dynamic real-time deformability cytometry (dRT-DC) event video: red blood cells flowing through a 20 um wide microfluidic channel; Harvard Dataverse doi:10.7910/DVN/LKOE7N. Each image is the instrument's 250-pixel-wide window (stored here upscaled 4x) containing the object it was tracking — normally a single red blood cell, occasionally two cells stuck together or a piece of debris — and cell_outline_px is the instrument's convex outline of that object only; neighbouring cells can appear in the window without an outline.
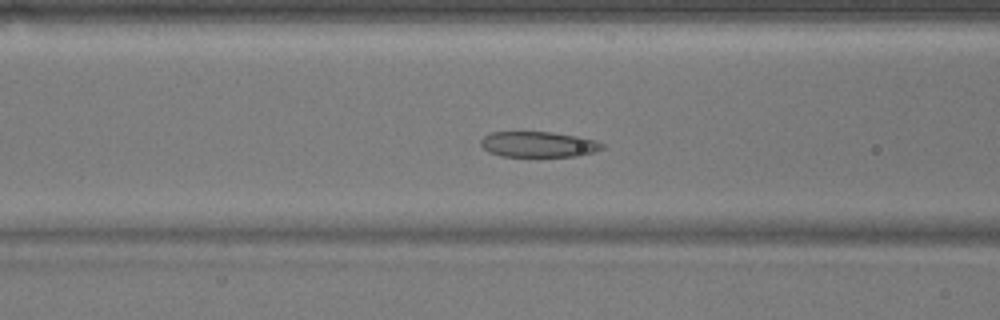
{"species": "common noctule bat (a hibernating species)", "species_latin": "Nyctalus noctula", "temperature_condition": "warm", "stored_images_in_passage": 53, "camera_frame_rate_fps": 3000, "um_per_image_px": 0.085, "animal": {"sex": "male", "body_mass_g": 17.9}, "frame": {"image": 1, "passage_image": 21, "time_ms": 6.667, "image_size_px": [1000, 320], "cell_outline_px": [[604, 148], [592, 152], [576, 156], [500, 156], [488, 152], [480, 144], [480, 140], [484, 136], [492, 132], [552, 132], [576, 136], [596, 140], [604, 144]], "centroid_in_image_um": [45.74, 12.27], "position_along_channel_um": 120.9, "area_um2": 18.03}}
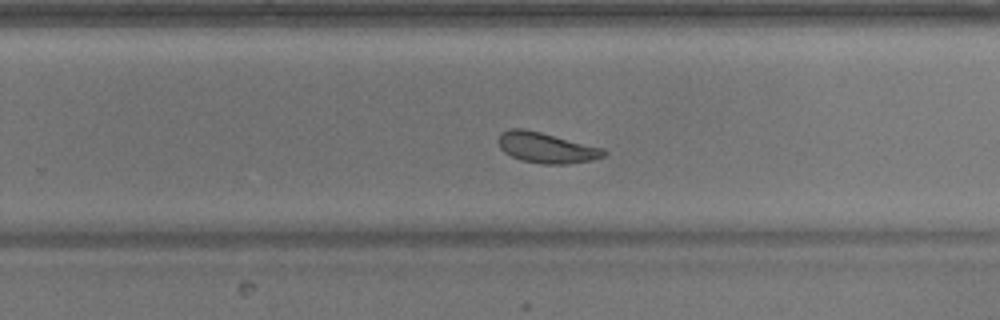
{"frame": {"image": 2, "passage_image": 34, "time_ms": 11.0, "image_size_px": [1000, 320], "cell_outline_px": [[608, 152], [604, 156], [592, 160], [568, 164], [540, 164], [520, 160], [504, 152], [500, 148], [496, 140], [500, 132], [512, 128], [524, 128], [604, 148]], "centroid_in_image_um": [46.41, 12.55], "position_along_channel_um": 283.4, "area_um2": 18.96}}
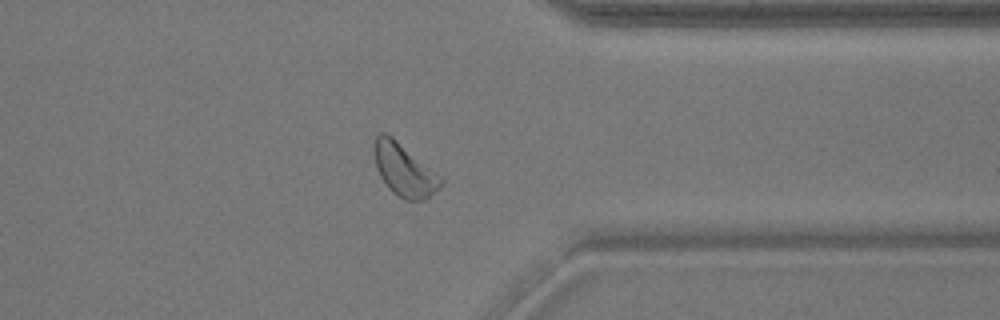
{"frame": {"image": 3, "passage_image": 42, "time_ms": 13.667, "image_size_px": [1000, 320], "cell_outline_px": [[444, 184], [440, 188], [424, 200], [404, 200], [392, 192], [388, 188], [380, 176], [376, 168], [372, 148], [372, 144], [376, 136], [380, 132], [384, 132], [392, 136], [444, 176]], "centroid_in_image_um": [34.38, 14.42], "position_along_channel_um": 377.0, "area_um2": 21.15}, "authors_computed_cell_mechanics": {"area_um2": 20.4612, "velocity_mm_per_s": 3.7613, "shape_relaxation_time_tau1_ms": 5.5232, "shape_relaxation_time_tau2_ms": 2.8689, "deformation_change_tau1": 0.1826, "deformation_change_tau2": 0.1049}}